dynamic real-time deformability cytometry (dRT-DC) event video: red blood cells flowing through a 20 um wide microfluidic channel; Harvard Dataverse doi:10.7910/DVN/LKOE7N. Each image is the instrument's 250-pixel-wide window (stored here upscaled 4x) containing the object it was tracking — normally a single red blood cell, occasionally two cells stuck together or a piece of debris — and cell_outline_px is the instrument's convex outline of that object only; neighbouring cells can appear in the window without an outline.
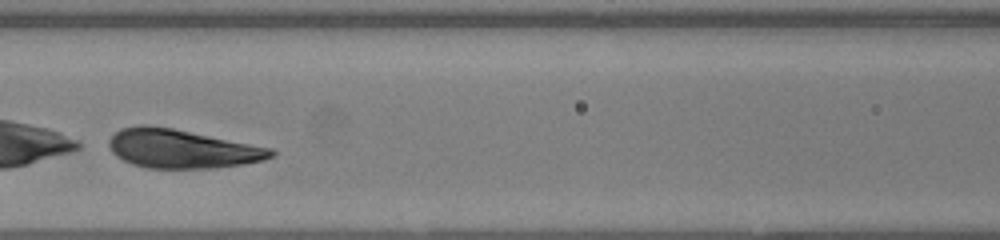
{"species": "human", "species_latin": "Homo sapiens", "temperature_condition": "warm", "stored_images_in_passage": 33, "camera_frame_rate_fps": 3000, "um_per_image_px": 0.085, "donor": {"sex": "female"}, "frame": {"image": 1, "passage_image": 15, "time_ms": 4.667, "image_size_px": [1000, 240], "cell_outline_px": [[276, 152], [272, 156], [264, 160], [244, 164], [216, 168], [148, 168], [132, 164], [116, 156], [112, 152], [108, 144], [108, 140], [120, 128], [140, 124], [148, 124], [172, 128], [272, 148]], "centroid_in_image_um": [15.43, 12.64], "position_along_channel_um": 151.2, "area_um2": 36.65}}
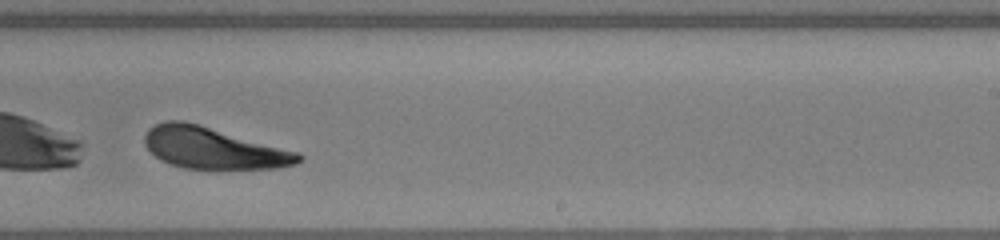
{"frame": {"image": 2, "passage_image": 24, "time_ms": 7.667, "image_size_px": [1000, 240], "cell_outline_px": [[304, 156], [296, 164], [276, 168], [184, 168], [160, 160], [144, 144], [144, 136], [148, 128], [164, 120], [184, 120], [200, 124], [296, 152]], "centroid_in_image_um": [18.07, 12.57], "position_along_channel_um": 270.9, "area_um2": 36.7}}
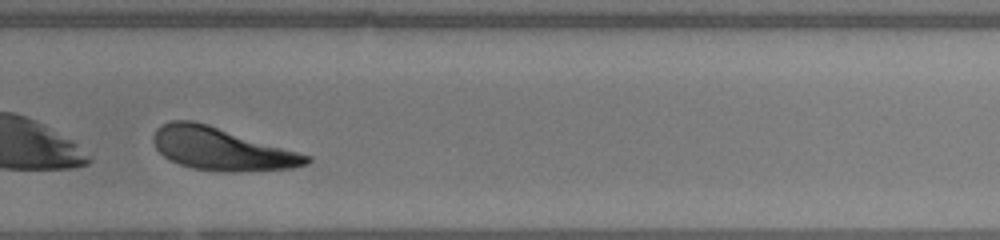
{"frame": {"image": 3, "passage_image": 27, "time_ms": 8.667, "image_size_px": [1000, 240], "cell_outline_px": [[312, 160], [308, 164], [292, 168], [236, 172], [224, 172], [192, 168], [180, 164], [164, 156], [156, 148], [152, 140], [152, 136], [156, 128], [172, 120], [192, 120], [208, 124], [312, 156]], "centroid_in_image_um": [18.83, 12.66], "position_along_channel_um": 311.0, "area_um2": 37.92}, "authors_computed_cell_mechanics": {"area_um2": 38.437, "velocity_mm_per_s": 3.9891, "shape_relaxation_time_tau1_ms": 1.4973, "shape_relaxation_time_tau2_ms": 1.5501, "deformation_change_tau1": 0.2479, "deformation_change_tau2": 0.1127}}